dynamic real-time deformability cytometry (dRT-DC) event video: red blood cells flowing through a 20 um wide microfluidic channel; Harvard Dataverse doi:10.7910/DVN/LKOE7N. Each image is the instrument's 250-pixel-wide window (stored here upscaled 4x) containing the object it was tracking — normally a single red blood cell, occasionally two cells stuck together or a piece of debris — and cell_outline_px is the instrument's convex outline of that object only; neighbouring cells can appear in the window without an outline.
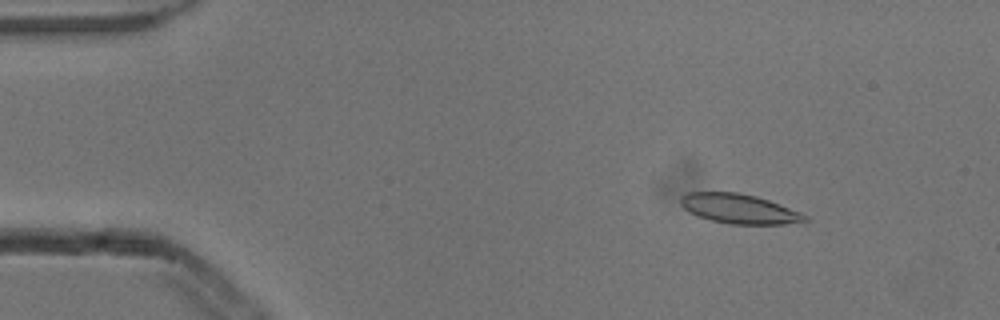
{"species": "common noctule bat (a hibernating species)", "species_latin": "Nyctalus noctula", "temperature_condition": "cold", "stored_images_in_passage": 4, "camera_frame_rate_fps": 3000, "um_per_image_px": 0.085, "animal": {"sex": "male", "body_mass_g": 13.3}, "frame": {"image": 1, "passage_image": 2, "time_ms": 0.333, "image_size_px": [1000, 320], "cell_outline_px": [[812, 220], [804, 224], [728, 224], [712, 220], [700, 216], [684, 208], [680, 204], [680, 196], [688, 192], [740, 192], [756, 196], [768, 200], [800, 212], [808, 216]], "centroid_in_image_um": [62.92, 17.76], "position_along_channel_um": 22.1, "area_um2": 21.62}}
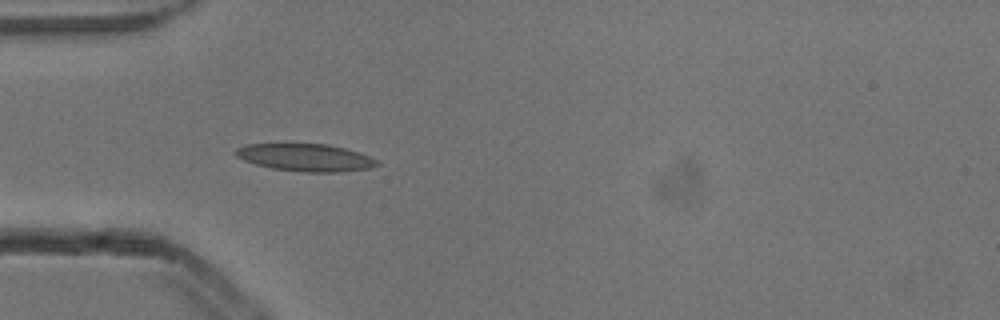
{"frame": {"image": 2, "passage_image": 4, "time_ms": 1.0, "image_size_px": [1000, 320], "cell_outline_px": [[380, 164], [372, 168], [340, 172], [304, 172], [272, 168], [256, 164], [244, 160], [236, 156], [232, 152], [236, 148], [248, 144], [328, 144], [360, 152], [380, 160]], "centroid_in_image_um": [26.02, 13.39], "position_along_channel_um": 59.0, "area_um2": 22.77}}